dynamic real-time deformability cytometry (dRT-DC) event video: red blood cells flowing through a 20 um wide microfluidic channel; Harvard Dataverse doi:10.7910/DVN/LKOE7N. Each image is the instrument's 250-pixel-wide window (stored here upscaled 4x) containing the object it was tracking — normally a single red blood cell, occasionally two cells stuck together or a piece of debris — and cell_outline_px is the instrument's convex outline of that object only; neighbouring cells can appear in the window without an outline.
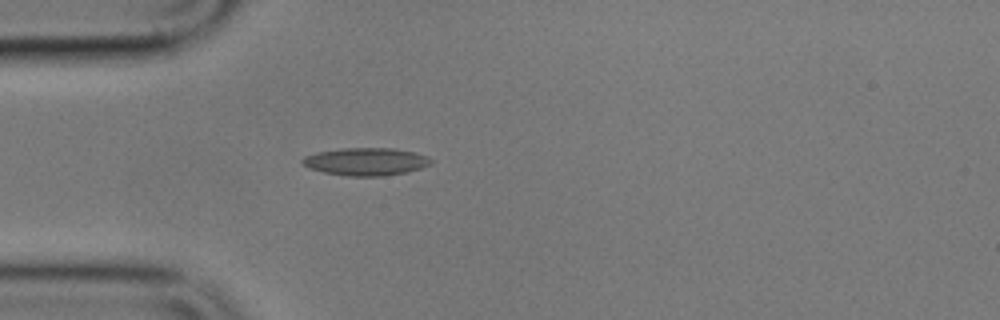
{"species": "common noctule bat (a hibernating species)", "species_latin": "Nyctalus noctula", "temperature_condition": "cold", "stored_images_in_passage": 1, "camera_frame_rate_fps": 3000, "um_per_image_px": 0.085, "animal": {"sex": "male", "body_mass_g": 17.9}, "frame": {"image": 1, "passage_image": 1, "time_ms": 0.0, "image_size_px": [1000, 320], "cell_outline_px": [[432, 164], [408, 172], [384, 176], [344, 176], [324, 172], [308, 168], [300, 160], [304, 156], [316, 152], [340, 148], [392, 148], [412, 152], [428, 156], [432, 160]], "centroid_in_image_um": [31.09, 13.74], "position_along_channel_um": 53.9, "area_um2": 20.87}}